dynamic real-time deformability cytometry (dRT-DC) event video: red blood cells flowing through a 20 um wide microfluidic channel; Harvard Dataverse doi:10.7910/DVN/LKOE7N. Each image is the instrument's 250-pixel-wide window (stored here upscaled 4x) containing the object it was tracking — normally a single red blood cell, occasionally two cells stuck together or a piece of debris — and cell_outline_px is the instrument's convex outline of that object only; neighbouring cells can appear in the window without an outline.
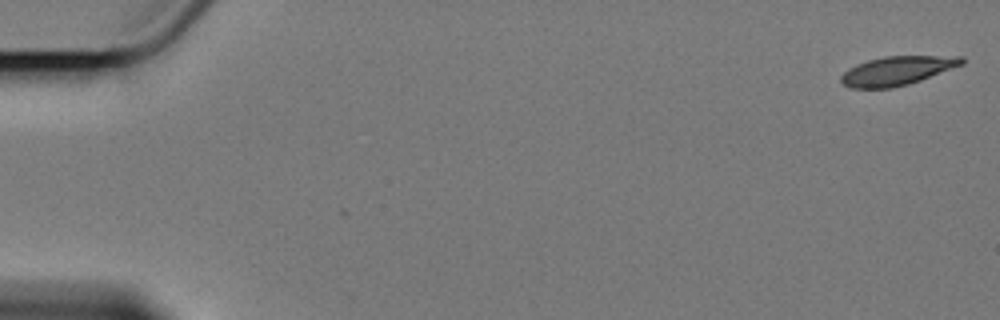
{"species": "Egyptian fruit bat (a non-hibernating species)", "species_latin": "Rousettus aegyptiacus", "temperature_condition": "cold", "stored_images_in_passage": 5, "segment_of_instrument_passage": [1, 2], "camera_frame_rate_fps": 3000, "um_per_image_px": 0.085, "animal": {"sex": "female"}, "frame": {"image": 1, "passage_image": 1, "time_ms": 0.0, "image_size_px": [1000, 320], "cell_outline_px": [[964, 64], [920, 80], [908, 84], [892, 88], [852, 88], [844, 84], [840, 80], [840, 76], [848, 68], [856, 64], [868, 60], [884, 56], [964, 56]], "centroid_in_image_um": [76.25, 6.0], "position_along_channel_um": 8.8, "area_um2": 20.29}}